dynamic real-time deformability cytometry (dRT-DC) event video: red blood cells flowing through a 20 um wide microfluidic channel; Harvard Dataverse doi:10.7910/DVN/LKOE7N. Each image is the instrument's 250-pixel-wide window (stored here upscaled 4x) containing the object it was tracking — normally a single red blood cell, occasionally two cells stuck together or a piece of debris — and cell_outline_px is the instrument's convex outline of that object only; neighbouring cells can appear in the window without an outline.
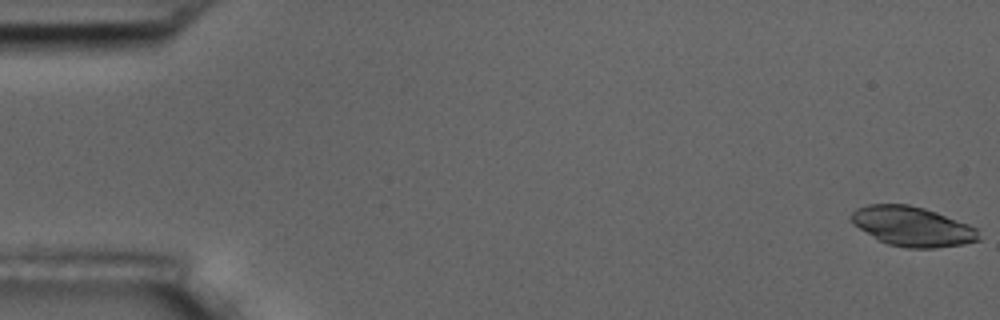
{"species": "common noctule bat (a hibernating species)", "species_latin": "Nyctalus noctula", "temperature_condition": "room temperature", "stored_images_in_passage": 5, "camera_frame_rate_fps": 3000, "um_per_image_px": 0.085, "animal": {"sex": "male", "body_mass_g": 17.5, "forearm_length_mm": 52.3}, "frame": {"image": 1, "passage_image": 1, "time_ms": 0.0, "image_size_px": [1000, 320], "cell_outline_px": [[980, 240], [964, 244], [936, 248], [904, 248], [888, 244], [880, 240], [852, 224], [852, 212], [856, 208], [868, 204], [908, 204], [924, 208], [936, 212], [968, 224], [976, 228]], "centroid_in_image_um": [77.55, 19.25], "position_along_channel_um": 7.4, "area_um2": 29.3}}